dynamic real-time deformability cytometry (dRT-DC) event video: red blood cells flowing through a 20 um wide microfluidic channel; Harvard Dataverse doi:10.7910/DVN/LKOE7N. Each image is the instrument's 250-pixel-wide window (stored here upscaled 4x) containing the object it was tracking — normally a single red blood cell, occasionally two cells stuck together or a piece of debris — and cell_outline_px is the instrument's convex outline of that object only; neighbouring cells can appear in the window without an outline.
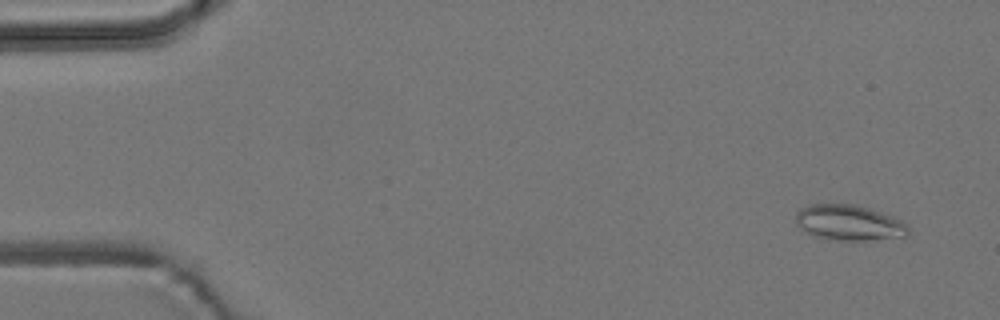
{"species": "common noctule bat (a hibernating species)", "species_latin": "Nyctalus noctula", "temperature_condition": "room temperature", "stored_images_in_passage": 4, "camera_frame_rate_fps": 3000, "um_per_image_px": 0.085, "animal": {"sex": "male", "body_mass_g": 19.2, "forearm_length_mm": 51.8}, "frame": {"image": 1, "passage_image": 4, "time_ms": 3.667, "image_size_px": [1000, 320], "cell_outline_px": [[908, 236], [864, 240], [828, 240], [816, 236], [800, 228], [796, 224], [796, 212], [800, 208], [808, 204], [856, 204], [892, 216], [908, 224]], "centroid_in_image_um": [72.14, 18.92], "position_along_channel_um": 12.9, "area_um2": 23.29}}